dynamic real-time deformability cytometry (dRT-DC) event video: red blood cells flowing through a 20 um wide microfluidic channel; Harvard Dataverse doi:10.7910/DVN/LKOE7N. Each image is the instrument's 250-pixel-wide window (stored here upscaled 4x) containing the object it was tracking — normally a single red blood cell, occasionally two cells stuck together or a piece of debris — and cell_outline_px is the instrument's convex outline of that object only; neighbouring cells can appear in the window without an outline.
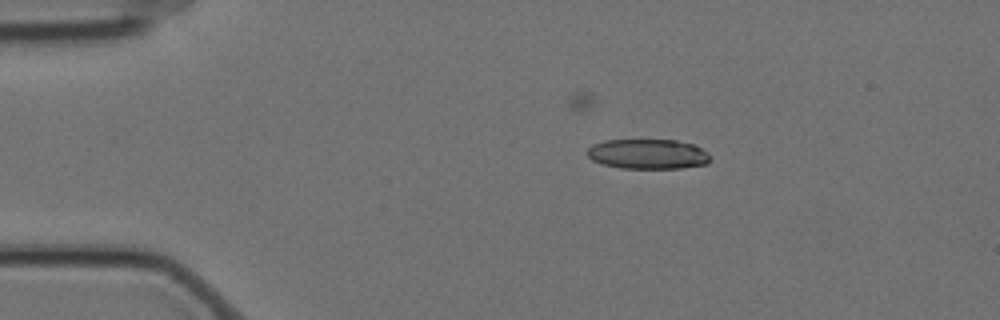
{"species": "Egyptian fruit bat (a non-hibernating species)", "species_latin": "Rousettus aegyptiacus", "temperature_condition": "cold", "stored_images_in_passage": 4, "camera_frame_rate_fps": 3000, "um_per_image_px": 0.085, "animal": {"sex": "female"}, "frame": {"image": 1, "passage_image": 2, "time_ms": 0.333, "image_size_px": [1000, 320], "cell_outline_px": [[712, 160], [708, 164], [680, 168], [620, 168], [604, 164], [592, 160], [588, 156], [588, 148], [592, 144], [604, 140], [676, 140], [696, 144], [708, 152], [712, 156]], "centroid_in_image_um": [55.14, 13.09], "position_along_channel_um": 29.9, "area_um2": 21.73}}
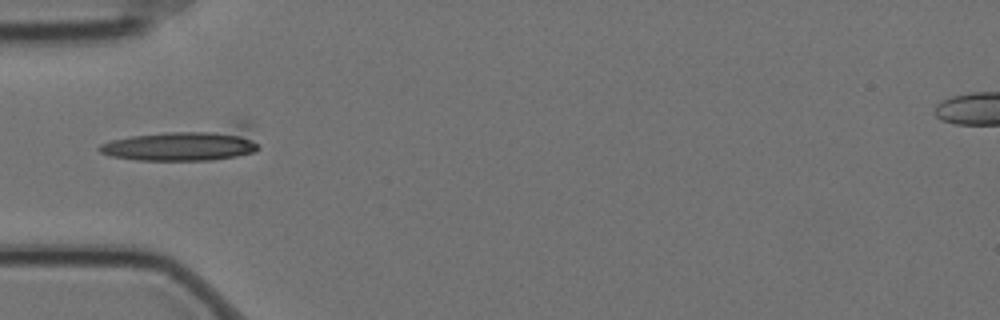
{"frame": {"image": 2, "passage_image": 4, "time_ms": 1.0, "image_size_px": [1000, 320], "cell_outline_px": [[260, 148], [256, 152], [236, 156], [208, 160], [136, 160], [108, 156], [100, 152], [96, 148], [100, 144], [112, 140], [132, 136], [236, 120], [248, 120]], "centroid_in_image_um": [15.89, 12.18], "position_along_channel_um": 69.1, "area_um2": 32.31}}